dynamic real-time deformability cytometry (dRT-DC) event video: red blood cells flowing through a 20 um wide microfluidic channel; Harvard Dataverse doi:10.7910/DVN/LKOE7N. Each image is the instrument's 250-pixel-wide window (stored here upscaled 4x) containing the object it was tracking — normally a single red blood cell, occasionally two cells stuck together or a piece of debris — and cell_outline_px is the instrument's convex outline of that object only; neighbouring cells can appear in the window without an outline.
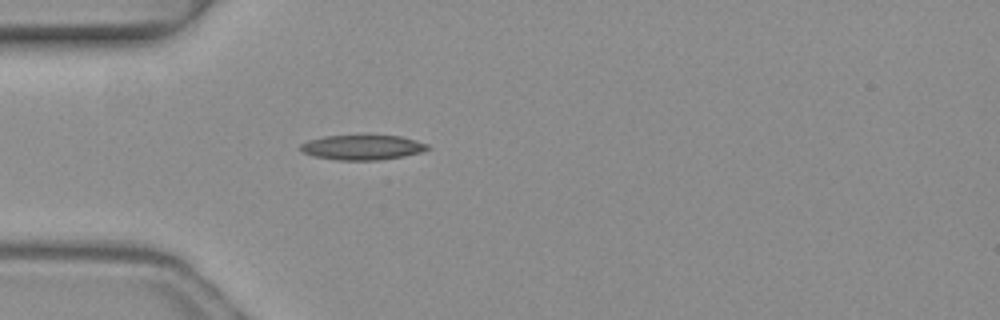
{"species": "common noctule bat (a hibernating species)", "species_latin": "Nyctalus noctula", "temperature_condition": "warm", "stored_images_in_passage": 3, "camera_frame_rate_fps": 3000, "um_per_image_px": 0.085, "animal": {"sex": "female", "body_mass_g": 19.3, "forearm_length_mm": 54.1}, "frame": {"image": 1, "passage_image": 3, "time_ms": 0.667, "image_size_px": [1000, 320], "cell_outline_px": [[428, 148], [420, 152], [404, 156], [376, 160], [336, 160], [312, 156], [304, 152], [300, 148], [300, 144], [308, 140], [324, 136], [368, 132], [400, 136], [416, 140], [428, 144]], "centroid_in_image_um": [30.78, 12.47], "position_along_channel_um": 54.2, "area_um2": 19.31}}